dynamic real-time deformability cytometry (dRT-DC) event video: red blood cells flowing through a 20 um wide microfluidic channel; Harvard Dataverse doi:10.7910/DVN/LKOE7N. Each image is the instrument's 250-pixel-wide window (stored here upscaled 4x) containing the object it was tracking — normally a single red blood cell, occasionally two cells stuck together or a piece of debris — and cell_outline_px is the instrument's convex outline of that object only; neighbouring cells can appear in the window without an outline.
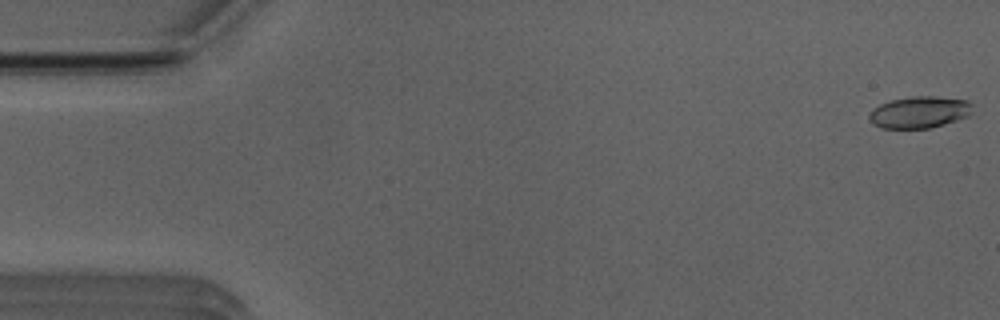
{"species": "Egyptian fruit bat (a non-hibernating species)", "species_latin": "Rousettus aegyptiacus", "temperature_condition": "room temperature", "stored_images_in_passage": 16, "camera_frame_rate_fps": 3000, "um_per_image_px": 0.085, "animal": {"sex": "male"}, "frame": {"image": 1, "passage_image": 1, "time_ms": 0.0, "image_size_px": [1000, 320], "cell_outline_px": [[972, 112], [968, 116], [944, 124], [928, 128], [880, 128], [872, 124], [868, 120], [868, 112], [872, 108], [880, 104], [892, 100], [912, 96], [936, 96], [968, 100], [972, 104]], "centroid_in_image_um": [78.12, 9.53], "position_along_channel_um": 6.9, "area_um2": 19.31}}